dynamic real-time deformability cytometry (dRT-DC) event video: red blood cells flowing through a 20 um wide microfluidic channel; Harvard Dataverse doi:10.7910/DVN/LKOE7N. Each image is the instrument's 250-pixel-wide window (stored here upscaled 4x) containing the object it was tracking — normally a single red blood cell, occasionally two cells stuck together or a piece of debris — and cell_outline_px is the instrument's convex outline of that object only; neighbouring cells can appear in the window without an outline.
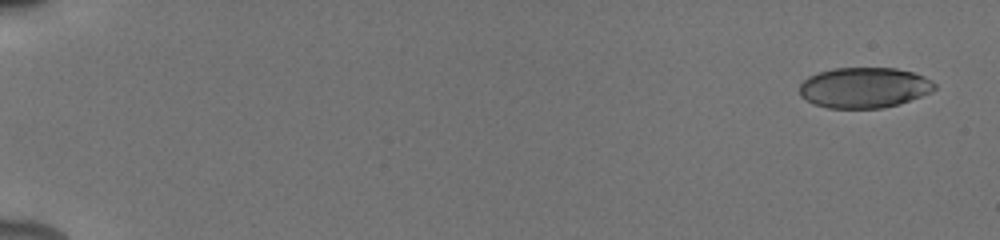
{"species": "human", "species_latin": "Homo sapiens", "temperature_condition": "cold", "stored_images_in_passage": 32, "camera_frame_rate_fps": 3000, "um_per_image_px": 0.085, "donor": {"sex": "male"}, "frame": {"image": 1, "passage_image": 1, "time_ms": 0.0, "image_size_px": [1000, 240], "cell_outline_px": [[936, 88], [932, 92], [900, 104], [884, 108], [828, 108], [812, 104], [800, 96], [800, 84], [808, 76], [820, 72], [836, 68], [896, 68], [912, 72], [924, 76], [932, 80], [936, 84]], "centroid_in_image_um": [73.47, 7.46], "position_along_channel_um": 11.5, "area_um2": 32.14}}
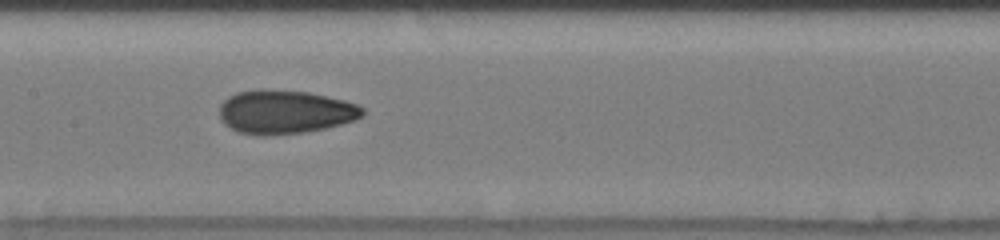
{"frame": {"image": 2, "passage_image": 18, "time_ms": 9.0, "image_size_px": [1000, 240], "cell_outline_px": [[364, 116], [356, 120], [324, 128], [304, 132], [264, 136], [240, 132], [224, 124], [220, 120], [220, 104], [228, 96], [236, 92], [260, 88], [264, 88], [308, 92], [344, 100], [356, 104], [364, 108]], "centroid_in_image_um": [24.21, 9.5], "position_along_channel_um": 183.2, "area_um2": 36.65}}
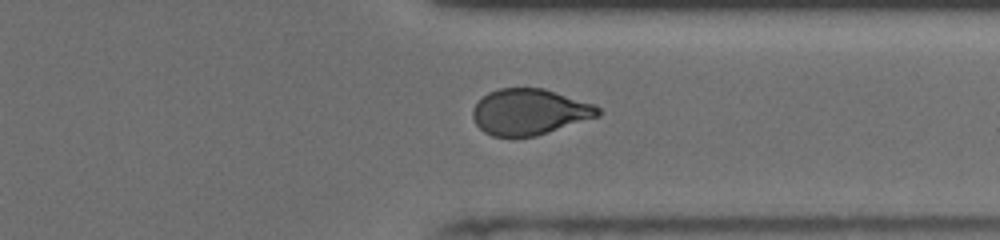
{"frame": {"image": 3, "passage_image": 26, "time_ms": 13.667, "image_size_px": [1000, 240], "cell_outline_px": [[600, 116], [536, 136], [492, 136], [484, 132], [476, 124], [472, 116], [472, 108], [488, 92], [500, 88], [544, 88], [592, 104], [600, 108]], "centroid_in_image_um": [44.99, 9.51], "position_along_channel_um": 366.4, "area_um2": 33.35}, "authors_computed_cell_mechanics": {"area_um2": 34.0731, "velocity_mm_per_s": 3.943, "shape_relaxation_time_tau1_ms": 7.4417, "shape_relaxation_time_tau2_ms": 1.1996, "deformation_change_tau1": 0.1757, "deformation_change_tau2": 0.0598}}